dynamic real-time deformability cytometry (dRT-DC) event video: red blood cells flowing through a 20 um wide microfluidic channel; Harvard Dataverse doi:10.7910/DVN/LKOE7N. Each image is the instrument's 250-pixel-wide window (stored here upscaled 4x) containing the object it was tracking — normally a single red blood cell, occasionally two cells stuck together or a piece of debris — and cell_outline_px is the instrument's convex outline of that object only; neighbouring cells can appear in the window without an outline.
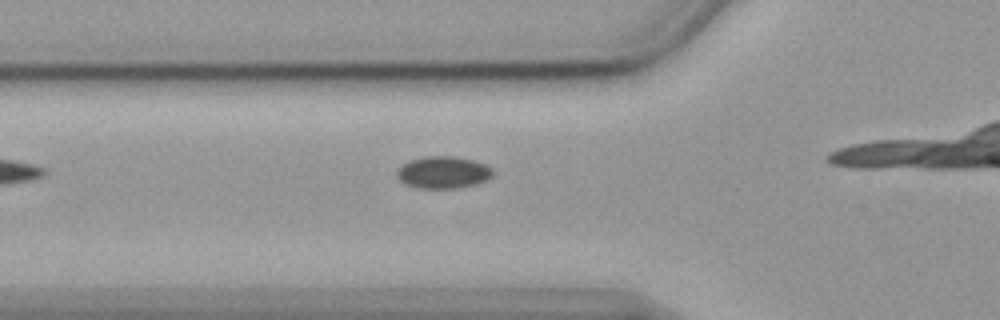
{"species": "common noctule bat (a hibernating species)", "species_latin": "Nyctalus noctula", "temperature_condition": "cold", "stored_images_in_passage": 10, "camera_frame_rate_fps": 3000, "um_per_image_px": 0.085, "animal": {"sex": "female", "body_mass_g": 19.9}, "frame": {"image": 1, "passage_image": 5, "time_ms": 1.333, "image_size_px": [1000, 320], "cell_outline_px": [[496, 172], [492, 176], [476, 184], [456, 188], [416, 188], [404, 184], [396, 176], [396, 172], [408, 160], [424, 156], [456, 156], [472, 160], [484, 164], [492, 168]], "centroid_in_image_um": [37.66, 14.65], "position_along_channel_um": 88.1, "area_um2": 18.03}}
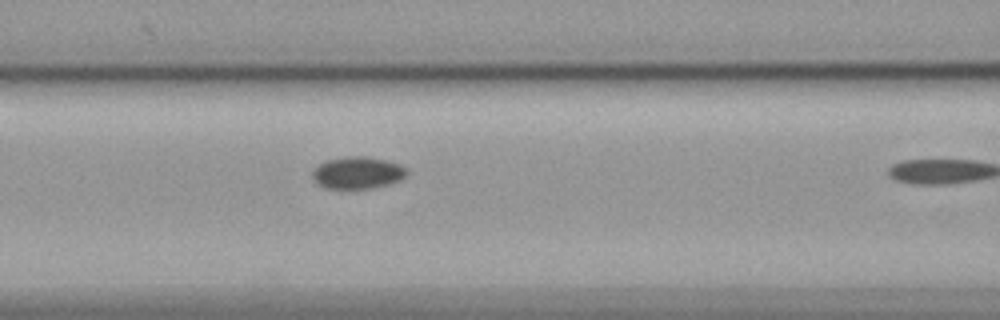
{"frame": {"image": 2, "passage_image": 9, "time_ms": 2.667, "image_size_px": [1000, 320], "cell_outline_px": [[408, 172], [400, 180], [388, 184], [372, 188], [324, 188], [316, 184], [312, 180], [312, 168], [328, 160], [348, 156], [368, 156], [388, 160], [400, 164], [408, 168]], "centroid_in_image_um": [30.38, 14.67], "position_along_channel_um": 136.2, "area_um2": 17.86}}